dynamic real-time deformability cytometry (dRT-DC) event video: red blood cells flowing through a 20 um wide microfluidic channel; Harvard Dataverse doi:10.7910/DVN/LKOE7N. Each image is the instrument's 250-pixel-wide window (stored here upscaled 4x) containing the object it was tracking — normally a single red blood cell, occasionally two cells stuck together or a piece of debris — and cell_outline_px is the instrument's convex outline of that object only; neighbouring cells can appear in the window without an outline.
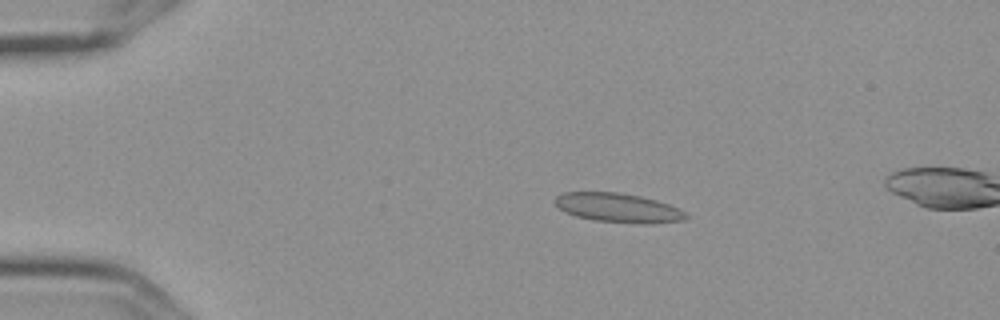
{"species": "Egyptian fruit bat (a non-hibernating species)", "species_latin": "Rousettus aegyptiacus", "temperature_condition": "cold", "stored_images_in_passage": 5, "camera_frame_rate_fps": 3000, "um_per_image_px": 0.085, "frame": {"image": 1, "passage_image": 3, "time_ms": 0.667, "image_size_px": [1000, 320], "cell_outline_px": [[688, 216], [684, 220], [652, 224], [636, 224], [592, 220], [576, 216], [564, 212], [552, 200], [556, 196], [564, 192], [620, 192], [640, 196], [656, 200], [668, 204], [684, 212]], "centroid_in_image_um": [52.51, 17.67], "position_along_channel_um": 32.5, "area_um2": 22.43}}